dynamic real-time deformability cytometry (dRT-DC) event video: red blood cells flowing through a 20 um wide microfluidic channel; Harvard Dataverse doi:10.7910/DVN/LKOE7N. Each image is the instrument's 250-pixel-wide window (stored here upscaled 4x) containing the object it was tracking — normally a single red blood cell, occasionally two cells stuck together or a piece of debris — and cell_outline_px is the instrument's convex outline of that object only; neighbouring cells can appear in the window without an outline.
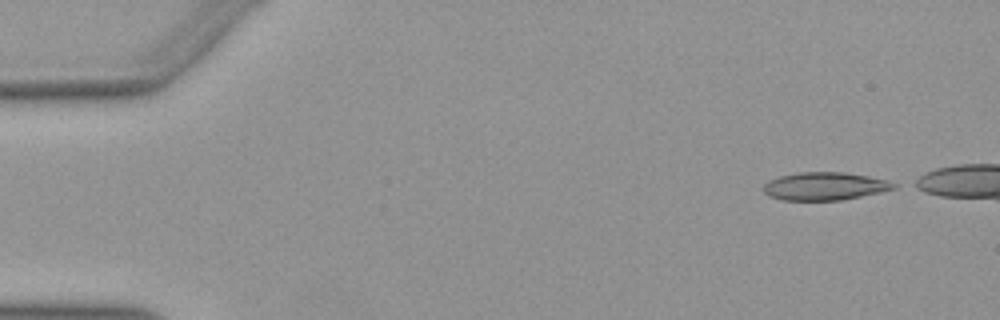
{"species": "Egyptian fruit bat (a non-hibernating species)", "species_latin": "Rousettus aegyptiacus", "temperature_condition": "warm", "stored_images_in_passage": 14, "camera_frame_rate_fps": 3000, "um_per_image_px": 0.085, "animal": {"sex": "female"}, "frame": {"image": 1, "passage_image": 1, "time_ms": 0.0, "image_size_px": [1000, 320], "cell_outline_px": [[900, 184], [896, 188], [880, 192], [840, 200], [780, 200], [768, 196], [764, 192], [764, 184], [780, 176], [800, 172], [844, 172], [868, 176], [888, 180]], "centroid_in_image_um": [70.14, 15.83], "position_along_channel_um": 14.9, "area_um2": 21.15}}
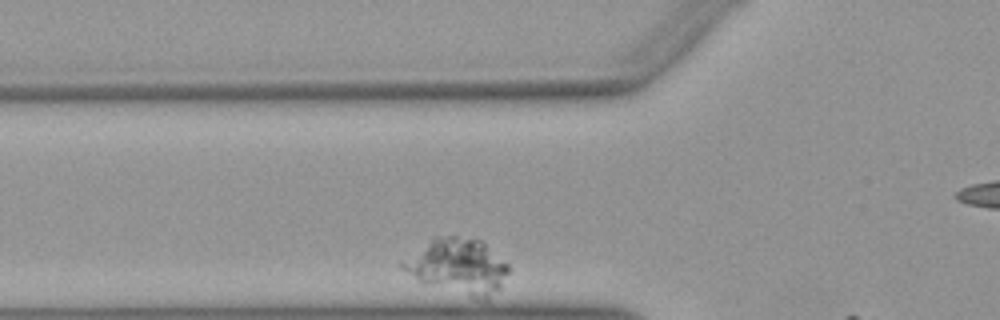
{"frame": {"image": 2, "passage_image": 9, "time_ms": 2.667, "image_size_px": [1000, 320], "cell_outline_px": [[508, 272], [500, 288], [488, 300], [476, 300], [424, 284], [400, 268], [396, 264], [432, 236], [456, 236], [480, 240], [508, 264]], "centroid_in_image_um": [38.86, 22.66], "position_along_channel_um": 86.9, "area_um2": 34.74}}